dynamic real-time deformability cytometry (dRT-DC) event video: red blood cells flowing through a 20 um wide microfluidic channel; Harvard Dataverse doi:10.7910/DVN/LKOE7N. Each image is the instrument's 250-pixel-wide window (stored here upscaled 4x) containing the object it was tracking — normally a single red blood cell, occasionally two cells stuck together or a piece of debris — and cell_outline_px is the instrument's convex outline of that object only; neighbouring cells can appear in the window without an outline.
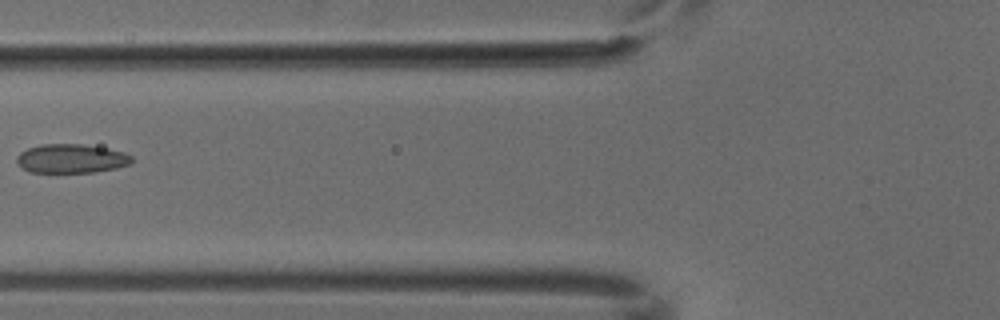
{"species": "common noctule bat (a hibernating species)", "species_latin": "Nyctalus noctula", "temperature_condition": "cold", "stored_images_in_passage": 3, "camera_frame_rate_fps": 3000, "um_per_image_px": 0.085, "animal": {"sex": "male", "body_mass_g": 18.8}, "frame": {"image": 1, "passage_image": 3, "time_ms": 0.667, "image_size_px": [1000, 320], "cell_outline_px": [[132, 164], [116, 168], [96, 172], [28, 172], [20, 168], [16, 164], [16, 156], [20, 152], [28, 148], [40, 144], [80, 144], [108, 148], [124, 152], [132, 156]], "centroid_in_image_um": [6.03, 13.48], "position_along_channel_um": 119.8, "area_um2": 19.71}}